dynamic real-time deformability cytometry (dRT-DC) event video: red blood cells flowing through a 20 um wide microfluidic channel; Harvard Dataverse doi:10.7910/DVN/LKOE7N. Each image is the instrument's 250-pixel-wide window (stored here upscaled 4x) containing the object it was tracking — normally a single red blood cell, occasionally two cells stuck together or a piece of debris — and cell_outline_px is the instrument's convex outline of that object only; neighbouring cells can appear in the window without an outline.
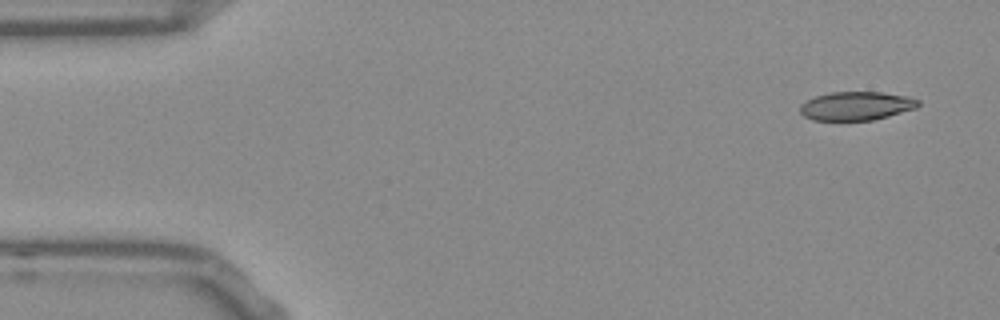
{"species": "Egyptian fruit bat (a non-hibernating species)", "species_latin": "Rousettus aegyptiacus", "temperature_condition": "room temperature", "stored_images_in_passage": 50, "camera_frame_rate_fps": 3000, "um_per_image_px": 0.085, "frame": {"image": 1, "passage_image": 1, "time_ms": 0.0, "image_size_px": [1000, 320], "cell_outline_px": [[920, 104], [916, 108], [888, 116], [872, 120], [812, 120], [804, 116], [800, 112], [800, 104], [816, 96], [828, 92], [880, 92], [904, 96], [920, 100]], "centroid_in_image_um": [72.77, 9.0], "position_along_channel_um": 12.2, "area_um2": 19.59}}
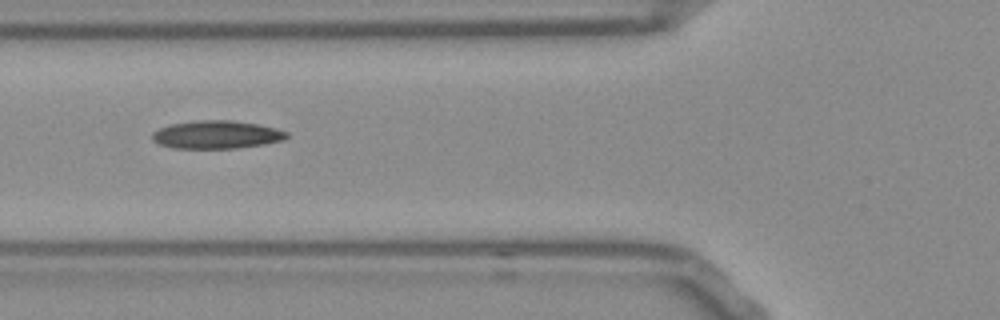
{"frame": {"image": 2, "passage_image": 17, "time_ms": 5.333, "image_size_px": [1000, 320], "cell_outline_px": [[288, 136], [284, 140], [264, 144], [236, 148], [172, 148], [160, 144], [152, 140], [152, 132], [160, 128], [172, 124], [196, 120], [232, 120], [260, 124], [276, 128], [288, 132]], "centroid_in_image_um": [18.43, 11.44], "position_along_channel_um": 107.4, "area_um2": 22.02}}
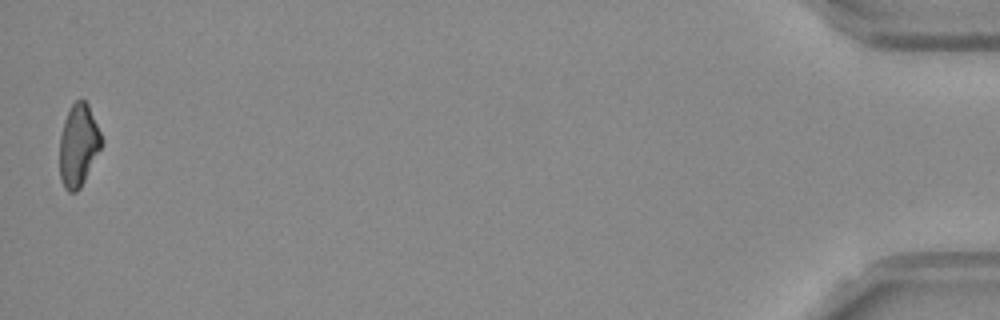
{"frame": {"image": 3, "passage_image": 50, "time_ms": 16.333, "image_size_px": [1000, 320], "cell_outline_px": [[104, 144], [80, 188], [76, 192], [68, 192], [64, 188], [60, 180], [60, 136], [64, 120], [72, 104], [76, 100], [84, 100], [88, 104], [104, 140]], "centroid_in_image_um": [6.68, 12.37], "position_along_channel_um": 428.5, "area_um2": 20.23}, "authors_computed_cell_mechanics": {"area_um2": 20.9236, "velocity_mm_per_s": 3.8195, "shape_relaxation_time_tau1_ms": null, "shape_relaxation_time_tau2_ms": 8.6964, "deformation_change_tau1": null, "deformation_change_tau2": 0.1822}}